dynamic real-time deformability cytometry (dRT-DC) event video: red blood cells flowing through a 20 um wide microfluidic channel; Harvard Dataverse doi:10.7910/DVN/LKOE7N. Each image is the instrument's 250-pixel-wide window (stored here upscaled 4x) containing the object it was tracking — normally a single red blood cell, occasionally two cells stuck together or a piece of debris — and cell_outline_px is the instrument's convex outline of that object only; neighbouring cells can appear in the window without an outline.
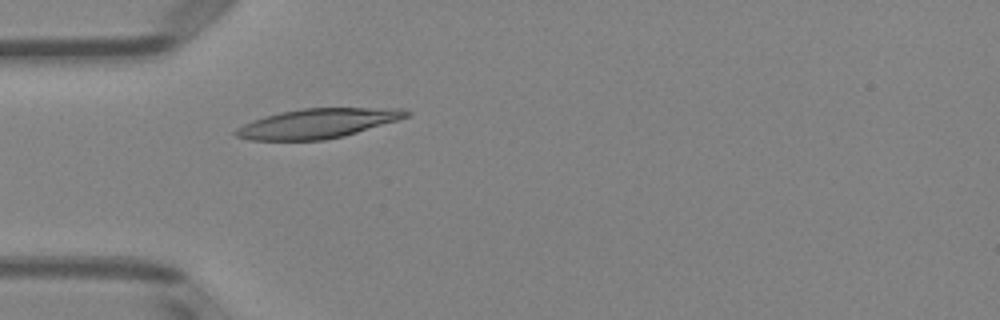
{"species": "Egyptian fruit bat (a non-hibernating species)", "species_latin": "Rousettus aegyptiacus", "temperature_condition": "room temperature", "stored_images_in_passage": 1, "camera_frame_rate_fps": 3000, "um_per_image_px": 0.085, "animal": {"sex": "female"}, "frame": {"image": 1, "passage_image": 1, "time_ms": 0.0, "image_size_px": [1000, 320], "cell_outline_px": [[412, 112], [408, 116], [396, 120], [344, 136], [324, 140], [248, 140], [236, 136], [232, 132], [236, 128], [252, 120], [264, 116], [280, 112], [304, 108], [404, 108]], "centroid_in_image_um": [26.96, 10.49], "position_along_channel_um": 58.0, "area_um2": 29.3}}